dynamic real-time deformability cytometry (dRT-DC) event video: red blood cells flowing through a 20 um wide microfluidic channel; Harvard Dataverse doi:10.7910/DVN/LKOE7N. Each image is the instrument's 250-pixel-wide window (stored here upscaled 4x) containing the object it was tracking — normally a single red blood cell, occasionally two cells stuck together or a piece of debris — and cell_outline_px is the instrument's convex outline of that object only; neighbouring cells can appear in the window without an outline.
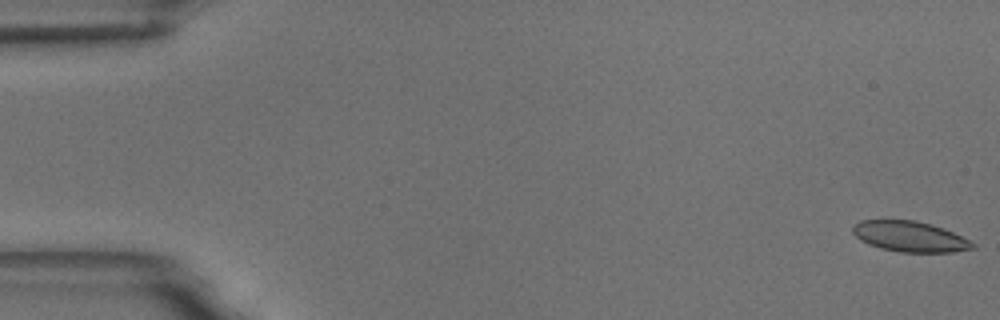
{"species": "common noctule bat (a hibernating species)", "species_latin": "Nyctalus noctula", "temperature_condition": "room temperature", "stored_images_in_passage": 56, "camera_frame_rate_fps": 3000, "um_per_image_px": 0.085, "animal": {"sex": "male", "body_mass_g": 18.8}, "frame": {"image": 1, "passage_image": 1, "time_ms": 0.0, "image_size_px": [1000, 320], "cell_outline_px": [[976, 248], [952, 252], [900, 252], [880, 248], [868, 244], [860, 240], [852, 232], [852, 224], [860, 220], [916, 220], [932, 224], [944, 228], [976, 244]], "centroid_in_image_um": [77.31, 20.1], "position_along_channel_um": 7.7, "area_um2": 21.44}}
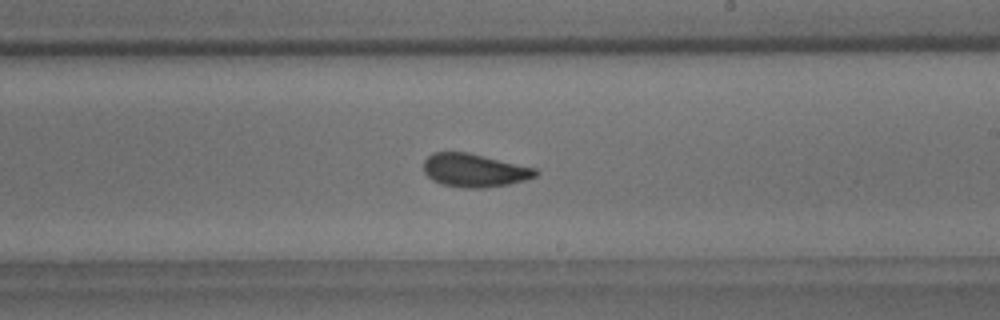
{"frame": {"image": 2, "passage_image": 33, "time_ms": 10.667, "image_size_px": [1000, 320], "cell_outline_px": [[540, 172], [536, 176], [524, 180], [508, 184], [484, 188], [468, 188], [440, 184], [432, 180], [424, 172], [424, 160], [432, 152], [468, 152], [536, 168]], "centroid_in_image_um": [40.31, 14.47], "position_along_channel_um": 248.7, "area_um2": 21.73}}
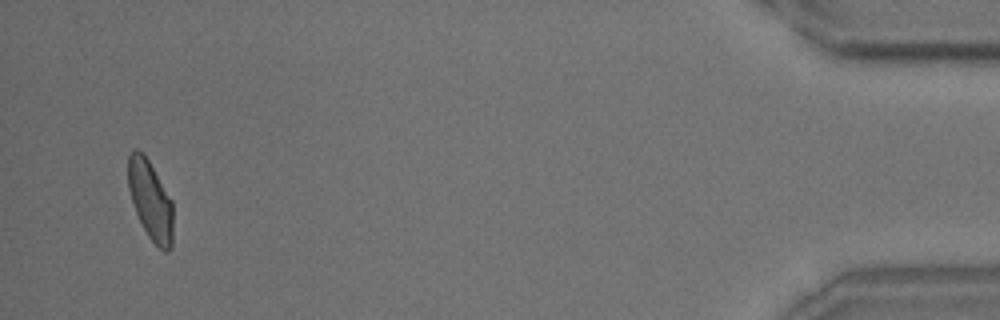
{"frame": {"image": 3, "passage_image": 54, "time_ms": 17.667, "image_size_px": [1000, 320], "cell_outline_px": [[172, 248], [168, 252], [164, 252], [148, 236], [136, 212], [128, 188], [128, 156], [132, 148], [136, 148], [148, 160], [172, 200]], "centroid_in_image_um": [12.78, 17.02], "position_along_channel_um": 422.4, "area_um2": 20.46}, "authors_computed_cell_mechanics": {"area_um2": 21.9062, "velocity_mm_per_s": 3.6294, "shape_relaxation_time_tau1_ms": 4.1842, "shape_relaxation_time_tau2_ms": 1.3624, "deformation_change_tau1": 0.1124, "deformation_change_tau2": 0.0654}}